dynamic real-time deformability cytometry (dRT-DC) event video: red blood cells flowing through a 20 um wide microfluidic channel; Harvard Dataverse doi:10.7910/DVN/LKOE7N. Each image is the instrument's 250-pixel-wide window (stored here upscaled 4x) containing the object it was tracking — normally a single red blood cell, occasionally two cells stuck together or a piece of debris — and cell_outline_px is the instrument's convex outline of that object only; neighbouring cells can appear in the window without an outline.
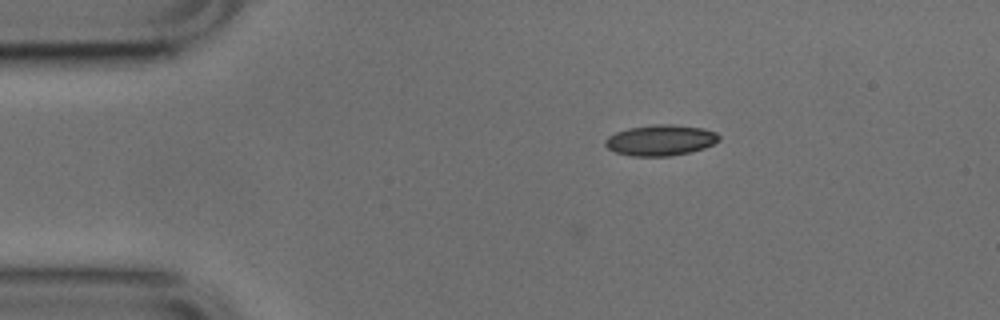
{"species": "common noctule bat (a hibernating species)", "species_latin": "Nyctalus noctula", "temperature_condition": "cold", "stored_images_in_passage": 2, "camera_frame_rate_fps": 3000, "um_per_image_px": 0.085, "animal": {"sex": "male", "body_mass_g": 17.9, "forearm_length_mm": 54.2}, "frame": {"image": 1, "passage_image": 2, "time_ms": 0.333, "image_size_px": [1000, 320], "cell_outline_px": [[720, 140], [704, 148], [688, 152], [668, 156], [632, 156], [616, 152], [608, 148], [604, 144], [604, 140], [608, 136], [616, 132], [628, 128], [656, 124], [672, 124], [704, 128], [716, 132], [720, 136]], "centroid_in_image_um": [56.14, 11.91], "position_along_channel_um": 28.9, "area_um2": 20.4}}